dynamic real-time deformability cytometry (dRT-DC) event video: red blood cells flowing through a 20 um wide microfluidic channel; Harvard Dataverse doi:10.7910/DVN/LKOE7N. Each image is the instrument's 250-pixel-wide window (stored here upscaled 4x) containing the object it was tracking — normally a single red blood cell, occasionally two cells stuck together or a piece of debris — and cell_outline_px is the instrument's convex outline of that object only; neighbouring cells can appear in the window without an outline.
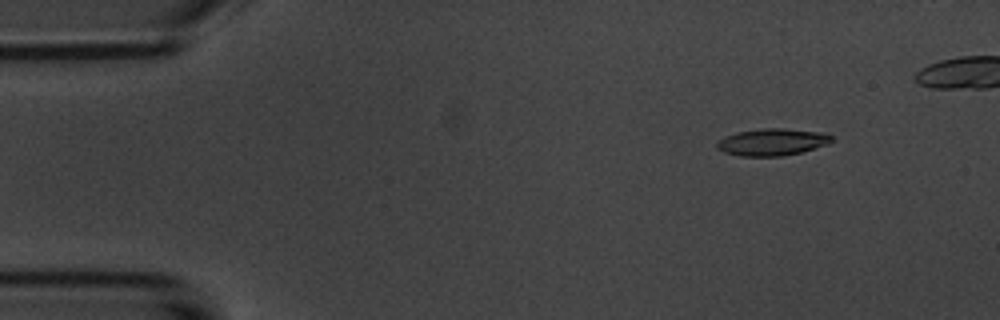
{"species": "common noctule bat (a hibernating species)", "species_latin": "Nyctalus noctula", "temperature_condition": "room temperature", "stored_images_in_passage": 5, "camera_frame_rate_fps": 3000, "um_per_image_px": 0.085, "animal": {"sex": "male", "body_mass_g": 20.1, "forearm_length_mm": 53.5}, "frame": {"image": 1, "passage_image": 2, "time_ms": 1.333, "image_size_px": [1000, 320], "cell_outline_px": [[836, 140], [828, 144], [800, 152], [780, 156], [740, 156], [724, 152], [716, 148], [716, 144], [724, 136], [736, 132], [760, 128], [784, 128], [816, 132], [832, 136]], "centroid_in_image_um": [65.6, 12.07], "position_along_channel_um": 19.4, "area_um2": 17.98}}